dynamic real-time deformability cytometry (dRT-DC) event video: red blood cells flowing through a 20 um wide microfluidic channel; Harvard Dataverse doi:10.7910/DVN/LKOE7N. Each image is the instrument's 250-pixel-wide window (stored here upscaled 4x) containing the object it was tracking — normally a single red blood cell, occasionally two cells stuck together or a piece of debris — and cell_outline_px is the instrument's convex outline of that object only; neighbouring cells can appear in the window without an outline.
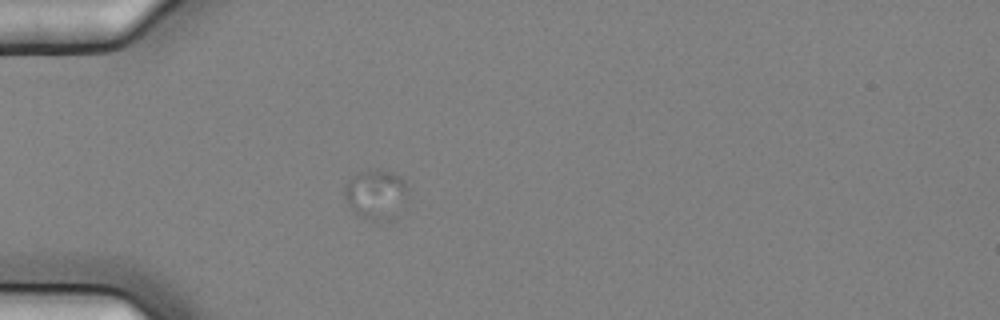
{"species": "common noctule bat (a hibernating species)", "species_latin": "Nyctalus noctula", "temperature_condition": "cold", "stored_images_in_passage": 2, "camera_frame_rate_fps": 3000, "um_per_image_px": 0.085, "animal": {"sex": "female", "body_mass_g": 25.1}, "frame": {"image": 1, "passage_image": 2, "time_ms": 0.333, "image_size_px": [1000, 320], "cell_outline_px": [[408, 188], [404, 200], [380, 220], [364, 220], [348, 208], [344, 196], [344, 184], [348, 180], [360, 172], [392, 172], [400, 176], [404, 180]], "centroid_in_image_um": [31.83, 16.49], "position_along_channel_um": 53.2, "area_um2": 17.22}}